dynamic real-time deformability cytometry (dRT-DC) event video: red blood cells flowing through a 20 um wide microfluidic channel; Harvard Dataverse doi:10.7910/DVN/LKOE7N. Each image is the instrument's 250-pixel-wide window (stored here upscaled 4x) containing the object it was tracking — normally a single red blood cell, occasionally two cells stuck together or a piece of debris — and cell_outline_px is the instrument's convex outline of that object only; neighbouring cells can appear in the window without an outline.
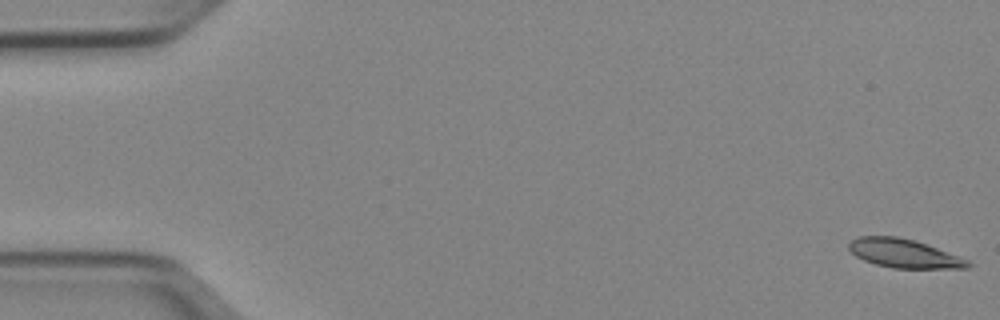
{"species": "Egyptian fruit bat (a non-hibernating species)", "species_latin": "Rousettus aegyptiacus", "temperature_condition": "cold", "stored_images_in_passage": 51, "camera_frame_rate_fps": 3000, "um_per_image_px": 0.085, "animal": {"sex": "female"}, "frame": {"image": 1, "passage_image": 1, "time_ms": 0.0, "image_size_px": [1000, 320], "cell_outline_px": [[972, 264], [968, 268], [892, 268], [876, 264], [864, 260], [856, 256], [848, 248], [848, 244], [852, 240], [860, 236], [896, 236], [916, 240], [968, 260]], "centroid_in_image_um": [76.83, 21.54], "position_along_channel_um": 8.2, "area_um2": 19.77}}
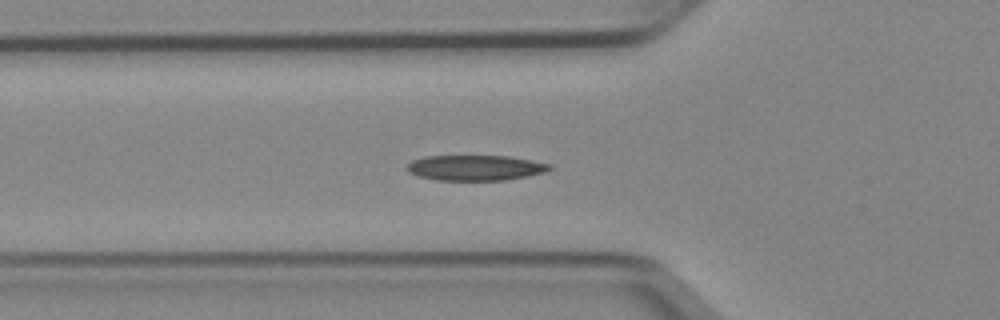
{"frame": {"image": 2, "passage_image": 18, "time_ms": 5.667, "image_size_px": [1000, 320], "cell_outline_px": [[552, 168], [544, 172], [528, 176], [508, 180], [436, 180], [420, 176], [408, 172], [404, 168], [412, 160], [424, 156], [508, 156], [532, 160], [552, 164]], "centroid_in_image_um": [40.4, 14.26], "position_along_channel_um": 85.4, "area_um2": 21.21}}
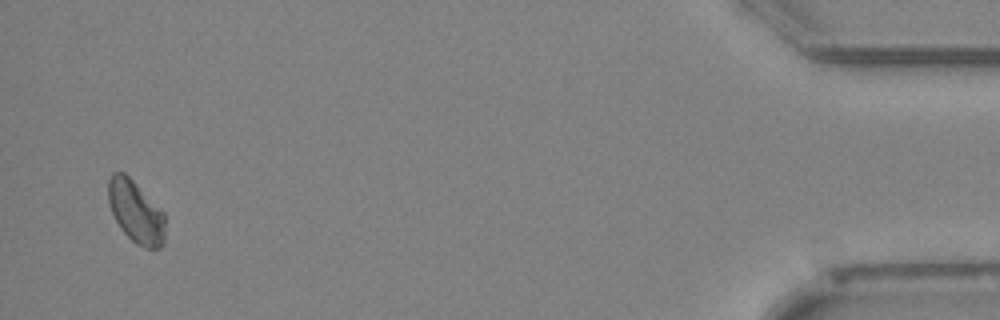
{"frame": {"image": 3, "passage_image": 50, "time_ms": 16.333, "image_size_px": [1000, 320], "cell_outline_px": [[164, 240], [160, 248], [144, 248], [136, 244], [120, 228], [112, 212], [108, 200], [108, 180], [112, 172], [124, 172], [164, 212]], "centroid_in_image_um": [11.53, 18.0], "position_along_channel_um": 423.7, "area_um2": 20.4}, "authors_computed_cell_mechanics": {"area_um2": 20.808, "velocity_mm_per_s": 3.937, "shape_relaxation_time_tau1_ms": 3.0625, "shape_relaxation_time_tau2_ms": null, "deformation_change_tau1": 0.0916, "deformation_change_tau2": null}}